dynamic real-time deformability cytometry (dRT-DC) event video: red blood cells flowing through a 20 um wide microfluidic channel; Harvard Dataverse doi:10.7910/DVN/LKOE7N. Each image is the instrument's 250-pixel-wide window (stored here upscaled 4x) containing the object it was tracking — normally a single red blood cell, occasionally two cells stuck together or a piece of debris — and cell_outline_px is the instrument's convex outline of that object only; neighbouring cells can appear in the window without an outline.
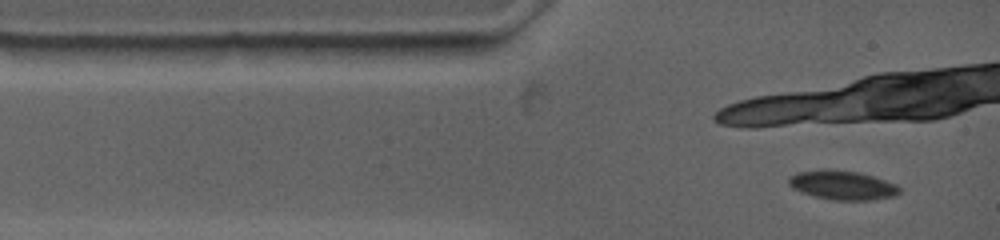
{"species": "common noctule bat (a hibernating species)", "species_latin": "Nyctalus noctula", "temperature_condition": "warm", "stored_images_in_passage": 36, "camera_frame_rate_fps": 4500, "um_per_image_px": 0.085, "animal": {"sex": "female", "body_mass_g": 19.0, "forearm_length_mm": 53.3}, "frame": {"image": 1, "passage_image": 2, "time_ms": 0.444, "image_size_px": [1000, 240], "cell_outline_px": [[900, 192], [896, 196], [872, 200], [832, 200], [812, 196], [800, 192], [792, 188], [788, 184], [788, 180], [792, 176], [800, 172], [852, 172], [872, 176], [892, 184], [900, 188]], "centroid_in_image_um": [71.61, 15.81], "position_along_channel_um": 13.4, "area_um2": 17.8}}
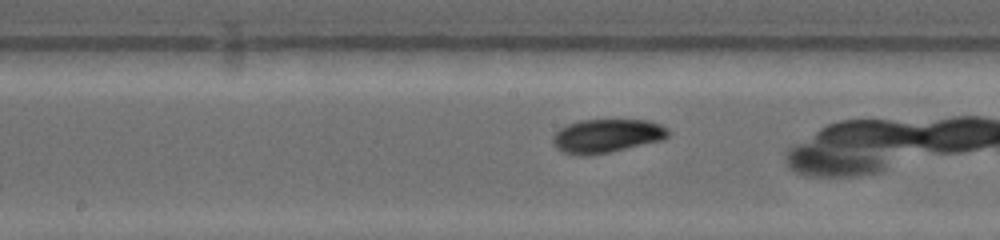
{"frame": {"image": 2, "passage_image": 21, "time_ms": 5.778, "image_size_px": [1000, 240], "cell_outline_px": [[672, 132], [664, 140], [592, 156], [576, 156], [560, 152], [552, 144], [552, 136], [560, 128], [568, 124], [580, 120], [648, 120], [660, 124], [668, 128]], "centroid_in_image_um": [51.56, 11.57], "position_along_channel_um": 196.6, "area_um2": 23.18}}
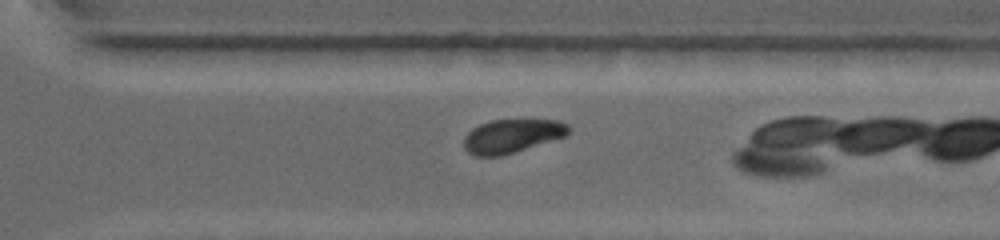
{"frame": {"image": 3, "passage_image": 29, "time_ms": 9.333, "image_size_px": [1000, 240], "cell_outline_px": [[572, 128], [564, 136], [500, 156], [476, 156], [468, 152], [464, 148], [464, 136], [472, 128], [480, 124], [492, 120], [560, 120], [568, 124]], "centroid_in_image_um": [43.49, 11.54], "position_along_channel_um": 327.1, "area_um2": 20.29}, "authors_computed_cell_mechanics": {"area_um2": 22.0218, "velocity_mm_per_s": 3.6691, "shape_relaxation_time_tau1_ms": 2.3853, "shape_relaxation_time_tau2_ms": null, "deformation_change_tau1": 0.1227, "deformation_change_tau2": null}}